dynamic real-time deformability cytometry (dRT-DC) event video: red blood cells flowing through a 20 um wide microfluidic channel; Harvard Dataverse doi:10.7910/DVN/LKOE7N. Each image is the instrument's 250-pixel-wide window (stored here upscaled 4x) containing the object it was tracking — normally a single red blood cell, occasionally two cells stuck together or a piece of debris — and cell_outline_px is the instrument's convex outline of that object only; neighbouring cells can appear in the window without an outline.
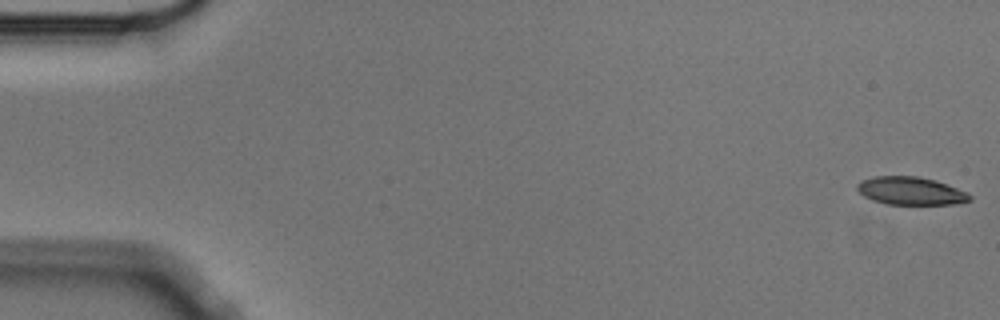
{"species": "Egyptian fruit bat (a non-hibernating species)", "species_latin": "Rousettus aegyptiacus", "temperature_condition": "cold", "stored_images_in_passage": 5, "camera_frame_rate_fps": 3000, "um_per_image_px": 0.085, "animal": {"sex": "male"}, "frame": {"image": 1, "passage_image": 1, "time_ms": 0.0, "image_size_px": [1000, 320], "cell_outline_px": [[972, 200], [956, 204], [884, 204], [872, 200], [864, 196], [856, 188], [856, 184], [860, 180], [872, 176], [916, 176], [936, 180], [968, 192], [972, 196]], "centroid_in_image_um": [77.41, 16.22], "position_along_channel_um": 7.6, "area_um2": 18.55}}
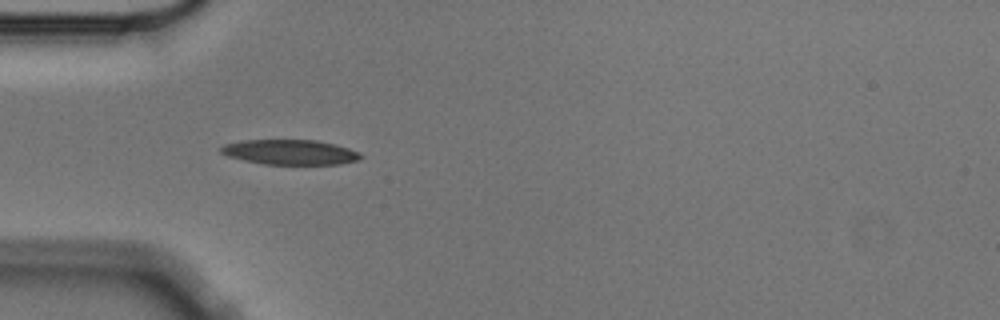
{"frame": {"image": 2, "passage_image": 5, "time_ms": 1.333, "image_size_px": [1000, 320], "cell_outline_px": [[364, 156], [360, 160], [340, 164], [264, 164], [244, 160], [228, 156], [220, 152], [220, 148], [224, 144], [244, 140], [316, 140], [336, 144], [360, 152]], "centroid_in_image_um": [24.7, 12.93], "position_along_channel_um": 60.3, "area_um2": 20.4}}